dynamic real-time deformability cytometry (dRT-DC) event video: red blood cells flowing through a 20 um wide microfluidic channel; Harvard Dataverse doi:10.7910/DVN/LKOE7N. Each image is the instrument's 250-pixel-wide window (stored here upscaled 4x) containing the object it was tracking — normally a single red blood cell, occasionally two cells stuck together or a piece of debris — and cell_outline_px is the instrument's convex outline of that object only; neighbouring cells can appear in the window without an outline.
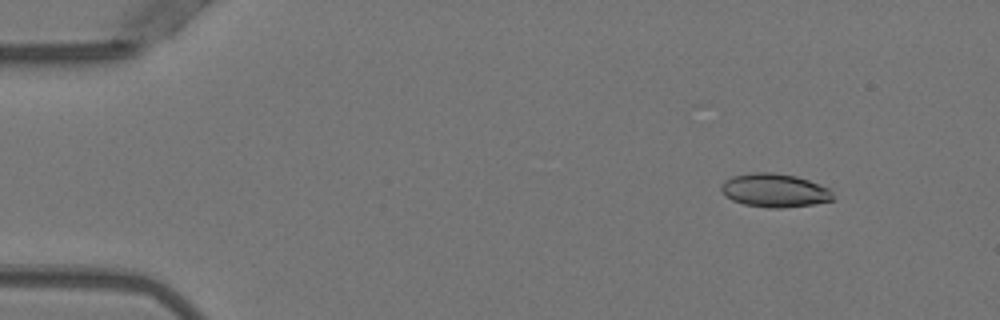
{"species": "Egyptian fruit bat (a non-hibernating species)", "species_latin": "Rousettus aegyptiacus", "temperature_condition": "warm", "stored_images_in_passage": 9, "camera_frame_rate_fps": 3000, "um_per_image_px": 0.085, "animal": {"sex": "female"}, "frame": {"image": 1, "passage_image": 3, "time_ms": 0.667, "image_size_px": [1000, 320], "cell_outline_px": [[832, 200], [812, 204], [780, 208], [768, 208], [744, 204], [732, 200], [724, 196], [720, 192], [720, 184], [724, 180], [732, 176], [752, 172], [772, 172], [796, 176], [808, 180], [828, 188], [832, 192]], "centroid_in_image_um": [65.76, 16.17], "position_along_channel_um": 19.2, "area_um2": 21.91}}